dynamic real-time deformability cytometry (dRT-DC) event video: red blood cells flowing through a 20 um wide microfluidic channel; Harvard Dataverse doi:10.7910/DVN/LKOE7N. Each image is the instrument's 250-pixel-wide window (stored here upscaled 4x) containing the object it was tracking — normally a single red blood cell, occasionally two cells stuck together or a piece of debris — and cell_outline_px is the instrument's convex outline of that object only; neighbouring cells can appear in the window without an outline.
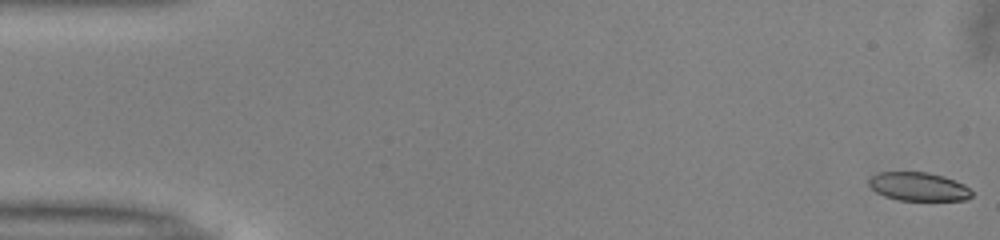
{"species": "common noctule bat (a hibernating species)", "species_latin": "Nyctalus noctula", "temperature_condition": "warm", "stored_images_in_passage": 52, "camera_frame_rate_fps": 3000, "um_per_image_px": 0.085, "animal": {"sex": "male", "body_mass_g": 13.0, "forearm_length_mm": 53.1}, "frame": {"image": 1, "passage_image": 1, "time_ms": 0.0, "image_size_px": [1000, 240], "cell_outline_px": [[972, 196], [968, 200], [900, 200], [884, 196], [876, 192], [868, 184], [868, 180], [872, 176], [880, 172], [928, 172], [944, 176], [964, 184], [972, 192]], "centroid_in_image_um": [78.08, 15.86], "position_along_channel_um": 6.9, "area_um2": 17.11}}
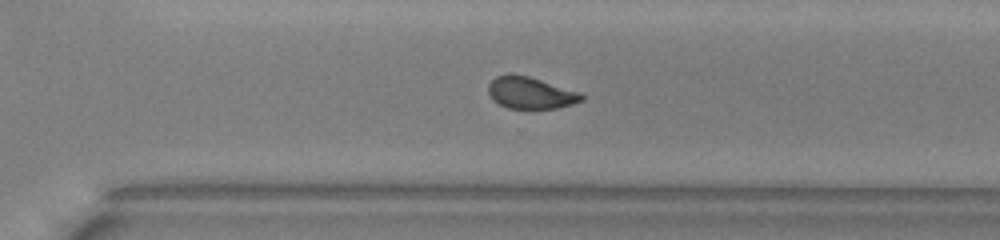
{"frame": {"image": 2, "passage_image": 36, "time_ms": 11.667, "image_size_px": [1000, 240], "cell_outline_px": [[584, 100], [572, 104], [556, 108], [508, 108], [492, 100], [488, 92], [488, 84], [496, 76], [508, 72], [528, 76], [580, 92], [584, 96]], "centroid_in_image_um": [45.07, 7.87], "position_along_channel_um": 325.5, "area_um2": 17.34}}
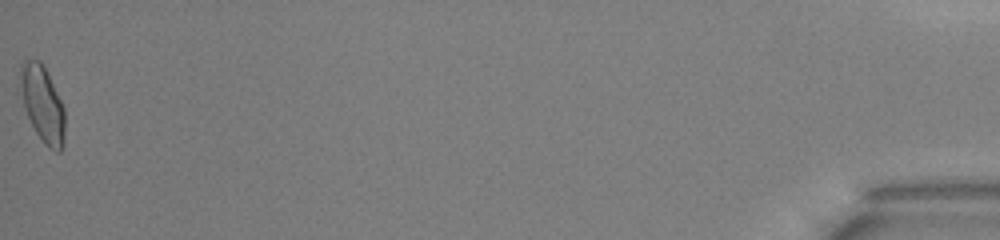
{"frame": {"image": 3, "passage_image": 52, "time_ms": 17.0, "image_size_px": [1000, 240], "cell_outline_px": [[64, 144], [60, 152], [56, 152], [48, 148], [44, 144], [36, 132], [24, 108], [20, 80], [20, 64], [24, 60], [40, 60], [64, 108]], "centroid_in_image_um": [3.61, 8.88], "position_along_channel_um": 431.6, "area_um2": 19.36}, "authors_computed_cell_mechanics": {"area_um2": 18.3226, "velocity_mm_per_s": 3.9849, "shape_relaxation_time_tau1_ms": 5.2069, "shape_relaxation_time_tau2_ms": 1.2652, "deformation_change_tau1": 0.1443, "deformation_change_tau2": 0.058}}